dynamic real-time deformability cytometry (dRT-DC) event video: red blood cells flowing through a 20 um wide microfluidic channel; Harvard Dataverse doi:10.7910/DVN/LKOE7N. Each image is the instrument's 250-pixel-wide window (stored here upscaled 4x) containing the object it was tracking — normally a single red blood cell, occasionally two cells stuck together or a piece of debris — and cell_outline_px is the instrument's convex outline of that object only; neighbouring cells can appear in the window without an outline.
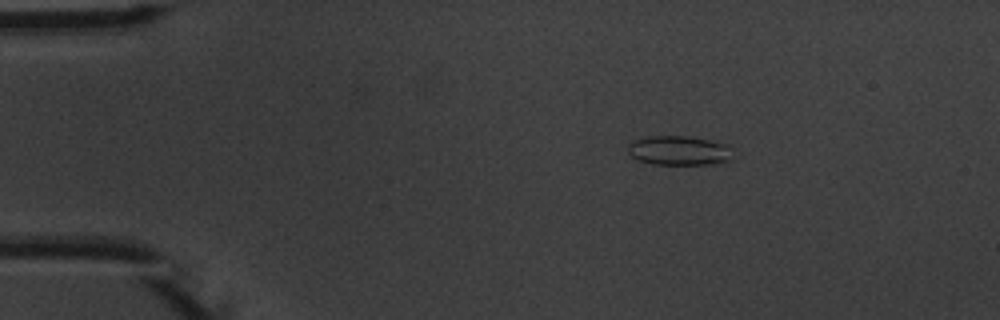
{"species": "common noctule bat (a hibernating species)", "species_latin": "Nyctalus noctula", "temperature_condition": "warm", "stored_images_in_passage": 5, "camera_frame_rate_fps": 3000, "um_per_image_px": 0.085, "animal": {"sex": "male", "body_mass_g": 20.1, "forearm_length_mm": 53.5}, "frame": {"image": 1, "passage_image": 3, "time_ms": 2.333, "image_size_px": [1000, 320], "cell_outline_px": [[732, 160], [708, 164], [652, 164], [640, 160], [632, 156], [628, 152], [628, 144], [636, 140], [648, 136], [688, 136], [708, 140], [724, 144]], "centroid_in_image_um": [57.64, 12.79], "position_along_channel_um": 27.4, "area_um2": 17.46}}
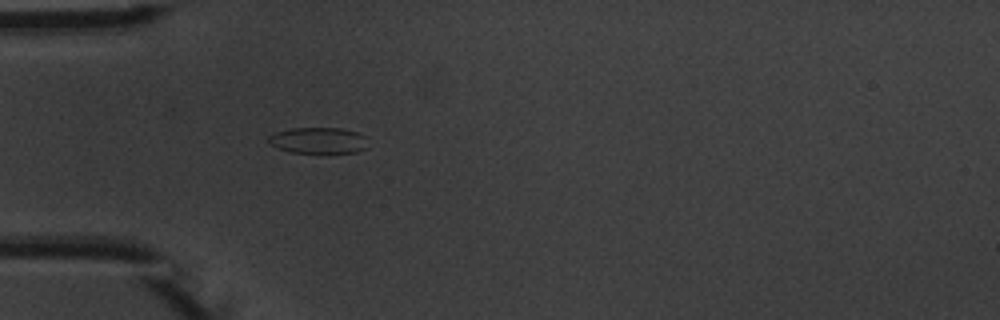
{"frame": {"image": 2, "passage_image": 5, "time_ms": 4.667, "image_size_px": [1000, 320], "cell_outline_px": [[368, 148], [356, 152], [292, 152], [276, 148], [268, 144], [268, 136], [276, 132], [292, 128], [340, 128], [356, 132], [368, 136]], "centroid_in_image_um": [27.09, 11.93], "position_along_channel_um": 57.9, "area_um2": 15.26}}